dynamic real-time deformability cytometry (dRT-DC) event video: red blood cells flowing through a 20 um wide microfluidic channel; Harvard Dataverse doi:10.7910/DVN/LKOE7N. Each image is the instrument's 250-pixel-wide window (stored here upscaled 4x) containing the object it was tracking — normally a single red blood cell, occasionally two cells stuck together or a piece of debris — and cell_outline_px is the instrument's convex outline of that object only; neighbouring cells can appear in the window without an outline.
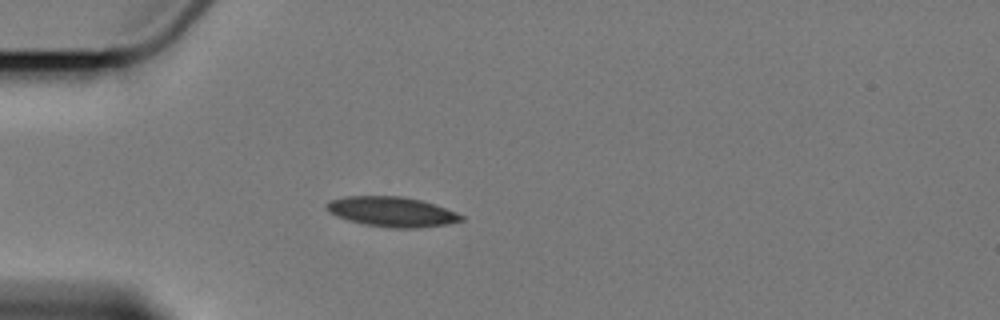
{"species": "Egyptian fruit bat (a non-hibernating species)", "species_latin": "Rousettus aegyptiacus", "temperature_condition": "cold", "stored_images_in_passage": 10, "camera_frame_rate_fps": 3000, "um_per_image_px": 0.085, "animal": {"sex": "female"}, "frame": {"image": 1, "passage_image": 5, "time_ms": 4.667, "image_size_px": [1000, 320], "cell_outline_px": [[464, 220], [444, 224], [416, 228], [392, 228], [364, 224], [348, 220], [336, 216], [328, 212], [324, 204], [328, 200], [344, 196], [400, 196], [420, 200], [456, 212], [464, 216]], "centroid_in_image_um": [33.23, 17.99], "position_along_channel_um": 51.8, "area_um2": 23.41}}
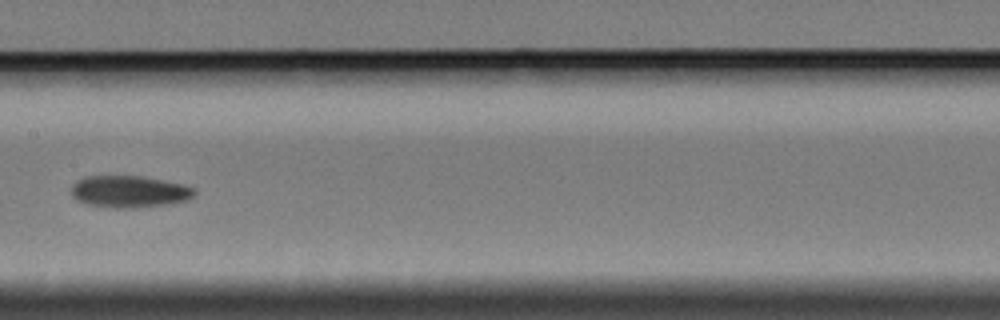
{"frame": {"image": 2, "passage_image": 9, "time_ms": 9.333, "image_size_px": [1000, 320], "cell_outline_px": [[196, 192], [188, 200], [168, 204], [136, 208], [116, 208], [84, 204], [76, 200], [72, 196], [72, 184], [88, 176], [140, 176], [184, 184], [196, 188]], "centroid_in_image_um": [11.01, 16.3], "position_along_channel_um": 196.4, "area_um2": 22.95}}
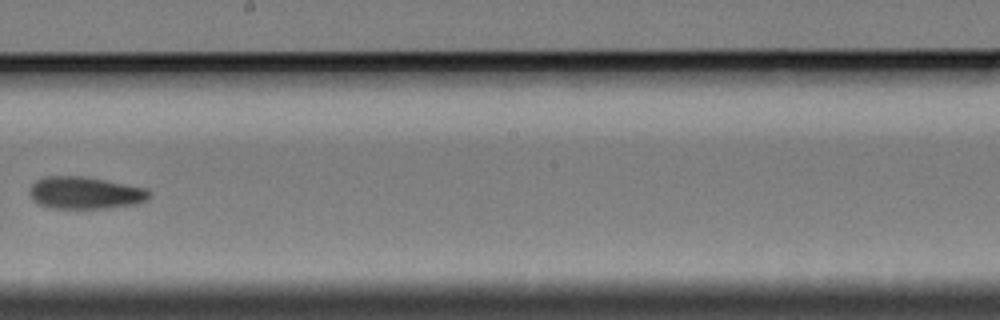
{"frame": {"image": 3, "passage_image": 10, "time_ms": 10.667, "image_size_px": [1000, 320], "cell_outline_px": [[152, 196], [148, 200], [136, 204], [108, 208], [52, 208], [40, 204], [32, 196], [32, 184], [36, 180], [44, 176], [84, 176], [148, 188], [152, 192]], "centroid_in_image_um": [7.34, 16.38], "position_along_channel_um": 240.9, "area_um2": 22.43}}